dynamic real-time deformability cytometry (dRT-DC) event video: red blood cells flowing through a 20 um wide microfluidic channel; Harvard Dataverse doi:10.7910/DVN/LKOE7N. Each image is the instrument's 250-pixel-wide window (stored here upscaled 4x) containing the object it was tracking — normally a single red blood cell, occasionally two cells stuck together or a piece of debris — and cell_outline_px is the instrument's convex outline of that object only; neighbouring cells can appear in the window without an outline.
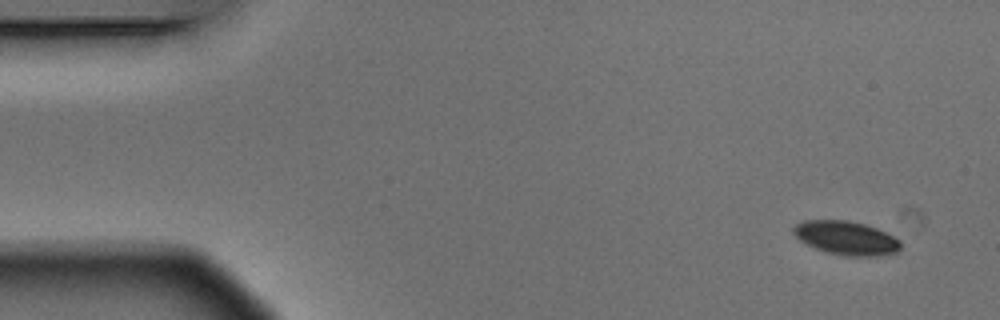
{"species": "Egyptian fruit bat (a non-hibernating species)", "species_latin": "Rousettus aegyptiacus", "temperature_condition": "warm", "stored_images_in_passage": 5, "camera_frame_rate_fps": 3000, "um_per_image_px": 0.085, "animal": {"sex": "male"}, "frame": {"image": 1, "passage_image": 1, "time_ms": 0.0, "image_size_px": [1000, 320], "cell_outline_px": [[900, 248], [896, 252], [880, 256], [844, 256], [812, 248], [800, 240], [792, 232], [792, 228], [796, 224], [804, 220], [848, 220], [864, 224], [888, 232], [900, 240]], "centroid_in_image_um": [71.92, 20.23], "position_along_channel_um": 13.1, "area_um2": 21.27}}
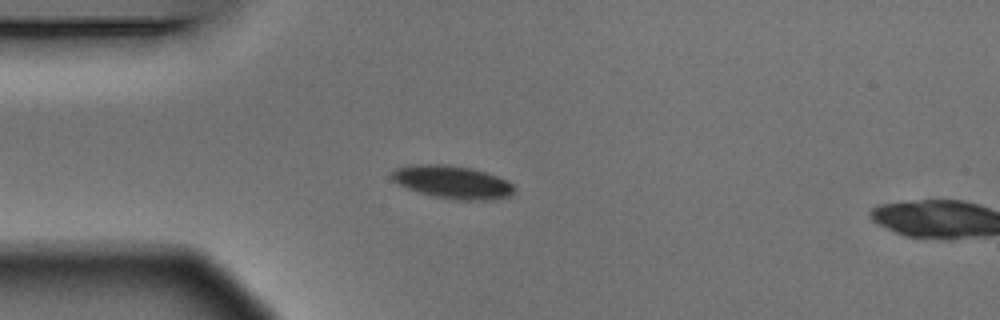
{"frame": {"image": 2, "passage_image": 4, "time_ms": 1.0, "image_size_px": [1000, 320], "cell_outline_px": [[516, 192], [512, 196], [496, 200], [460, 200], [432, 196], [396, 184], [388, 176], [396, 168], [408, 164], [444, 164], [472, 168], [496, 176], [512, 184], [516, 188]], "centroid_in_image_um": [38.45, 15.48], "position_along_channel_um": 46.6, "area_um2": 23.81}}